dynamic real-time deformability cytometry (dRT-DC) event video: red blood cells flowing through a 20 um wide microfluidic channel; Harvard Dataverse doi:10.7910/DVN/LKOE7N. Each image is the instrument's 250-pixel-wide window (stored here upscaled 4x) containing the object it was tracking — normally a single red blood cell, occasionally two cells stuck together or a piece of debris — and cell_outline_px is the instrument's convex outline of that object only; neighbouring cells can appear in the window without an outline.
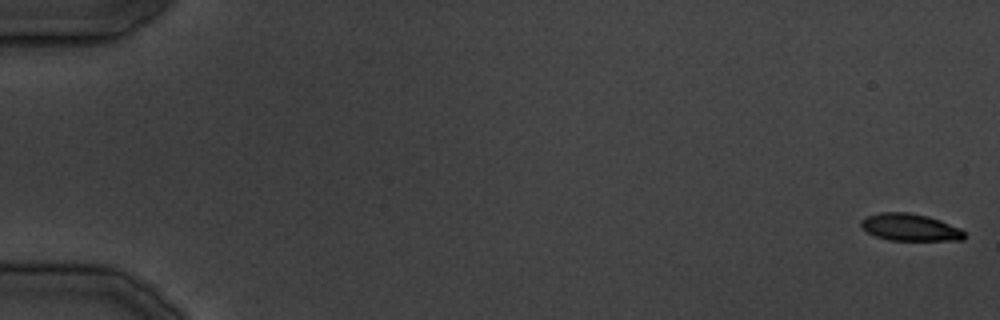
{"species": "common noctule bat (a hibernating species)", "species_latin": "Nyctalus noctula", "temperature_condition": "cold", "stored_images_in_passage": 11, "camera_frame_rate_fps": 3000, "um_per_image_px": 0.085, "animal": {"sex": "male", "body_mass_g": 19.5, "forearm_length_mm": 54.6}, "frame": {"image": 1, "passage_image": 1, "time_ms": 0.0, "image_size_px": [1000, 320], "cell_outline_px": [[964, 240], [888, 240], [876, 236], [860, 228], [860, 220], [868, 216], [880, 212], [908, 212], [928, 216], [940, 220], [960, 228], [964, 232]], "centroid_in_image_um": [77.33, 19.32], "position_along_channel_um": 7.7, "area_um2": 16.36}}